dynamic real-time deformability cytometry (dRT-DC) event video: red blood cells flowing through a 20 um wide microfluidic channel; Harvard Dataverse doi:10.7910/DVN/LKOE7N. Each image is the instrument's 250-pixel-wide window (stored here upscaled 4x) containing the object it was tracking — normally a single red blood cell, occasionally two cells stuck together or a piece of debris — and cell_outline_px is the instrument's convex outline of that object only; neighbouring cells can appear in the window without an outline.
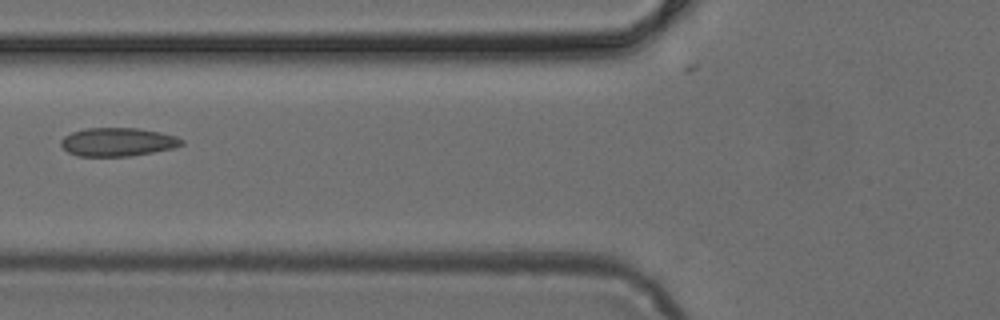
{"species": "common noctule bat (a hibernating species)", "species_latin": "Nyctalus noctula", "temperature_condition": "cold", "stored_images_in_passage": 3, "camera_frame_rate_fps": 3000, "um_per_image_px": 0.085, "animal": {"sex": "female", "body_mass_g": 24.6, "forearm_length_mm": 56.2}, "frame": {"image": 1, "passage_image": 3, "time_ms": 0.667, "image_size_px": [1000, 320], "cell_outline_px": [[184, 144], [172, 148], [132, 156], [76, 156], [68, 152], [60, 144], [60, 140], [64, 136], [72, 132], [84, 128], [136, 128], [160, 132], [176, 136], [184, 140]], "centroid_in_image_um": [9.99, 12.07], "position_along_channel_um": 115.8, "area_um2": 20.06}}